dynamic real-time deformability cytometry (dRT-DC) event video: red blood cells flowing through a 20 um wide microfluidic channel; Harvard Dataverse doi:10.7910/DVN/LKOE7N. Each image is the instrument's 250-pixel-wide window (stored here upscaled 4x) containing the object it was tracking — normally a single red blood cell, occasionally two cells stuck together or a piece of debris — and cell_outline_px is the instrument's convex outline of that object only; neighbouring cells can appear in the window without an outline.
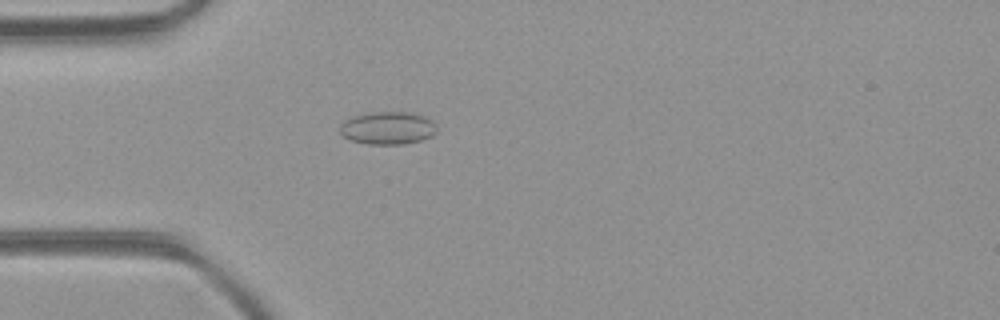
{"species": "common noctule bat (a hibernating species)", "species_latin": "Nyctalus noctula", "temperature_condition": "room temperature", "stored_images_in_passage": 2, "camera_frame_rate_fps": 3000, "um_per_image_px": 0.085, "animal": {"sex": "female", "body_mass_g": 21.9}, "frame": {"image": 1, "passage_image": 2, "time_ms": 0.333, "image_size_px": [1000, 320], "cell_outline_px": [[436, 132], [432, 136], [420, 140], [400, 144], [368, 144], [352, 140], [344, 136], [340, 132], [340, 124], [344, 120], [356, 116], [372, 112], [412, 112], [424, 116], [432, 120], [436, 124]], "centroid_in_image_um": [32.98, 10.87], "position_along_channel_um": 52.0, "area_um2": 18.38}}